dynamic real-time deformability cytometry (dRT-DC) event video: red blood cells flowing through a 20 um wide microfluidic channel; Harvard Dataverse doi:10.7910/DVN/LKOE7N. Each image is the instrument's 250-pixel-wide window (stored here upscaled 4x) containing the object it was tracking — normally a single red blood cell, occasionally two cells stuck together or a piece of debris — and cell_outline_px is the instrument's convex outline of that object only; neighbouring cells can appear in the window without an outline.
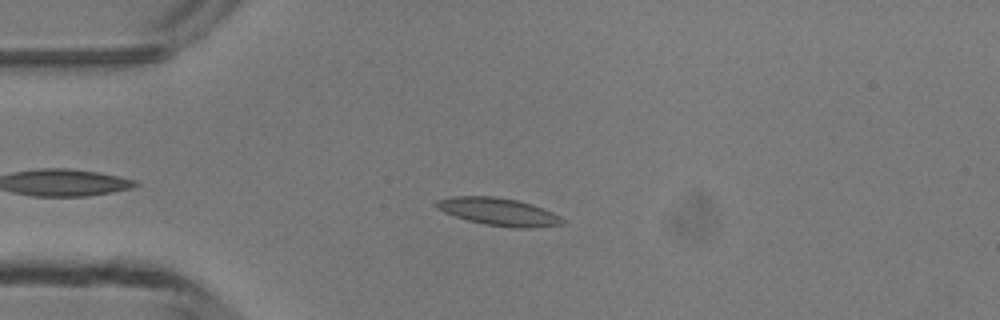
{"species": "common noctule bat (a hibernating species)", "species_latin": "Nyctalus noctula", "temperature_condition": "room temperature", "stored_images_in_passage": 5, "camera_frame_rate_fps": 3000, "um_per_image_px": 0.085, "animal": {"sex": "male", "body_mass_g": 13.3}, "frame": {"image": 1, "passage_image": 3, "time_ms": 2.333, "image_size_px": [1000, 320], "cell_outline_px": [[564, 224], [532, 228], [512, 228], [484, 224], [468, 220], [444, 212], [436, 208], [432, 204], [436, 200], [452, 196], [492, 196], [516, 200], [532, 204], [552, 212], [560, 216], [564, 220]], "centroid_in_image_um": [42.36, 18.0], "position_along_channel_um": 42.6, "area_um2": 20.35}}
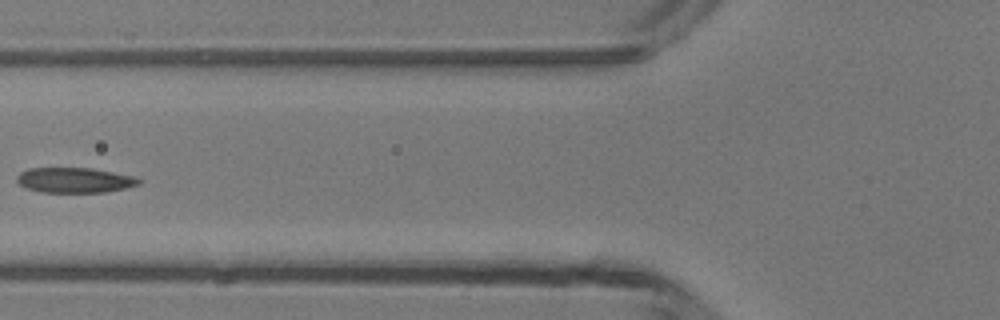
{"frame": {"image": 2, "passage_image": 5, "time_ms": 4.667, "image_size_px": [1000, 320], "cell_outline_px": [[144, 180], [140, 184], [124, 188], [104, 192], [40, 192], [28, 188], [20, 184], [16, 180], [16, 176], [20, 172], [28, 168], [92, 168], [136, 176]], "centroid_in_image_um": [6.38, 15.3], "position_along_channel_um": 119.4, "area_um2": 17.98}}